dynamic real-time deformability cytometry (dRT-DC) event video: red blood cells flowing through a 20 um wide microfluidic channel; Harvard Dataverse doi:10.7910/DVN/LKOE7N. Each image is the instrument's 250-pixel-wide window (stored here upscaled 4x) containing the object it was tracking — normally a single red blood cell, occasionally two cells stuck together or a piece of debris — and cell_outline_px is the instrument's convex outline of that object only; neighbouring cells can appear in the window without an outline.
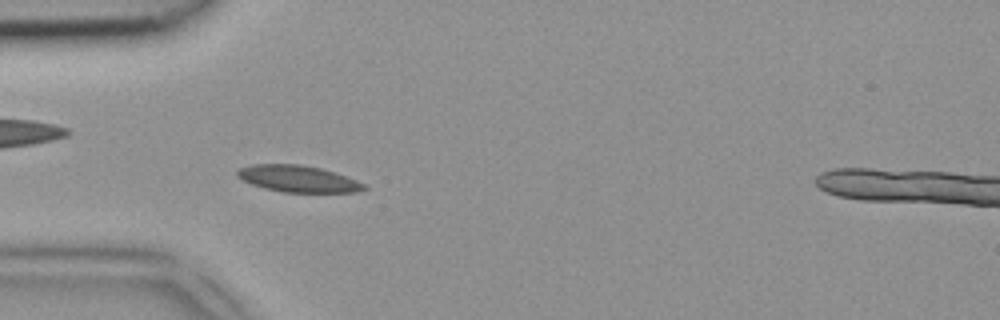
{"species": "common noctule bat (a hibernating species)", "species_latin": "Nyctalus noctula", "temperature_condition": "room temperature", "stored_images_in_passage": 42, "camera_frame_rate_fps": 3000, "um_per_image_px": 0.085, "animal": {"sex": "female", "body_mass_g": 18.4}, "frame": {"image": 1, "passage_image": 8, "time_ms": 2.333, "image_size_px": [1000, 320], "cell_outline_px": [[368, 188], [356, 192], [280, 192], [264, 188], [252, 184], [236, 176], [236, 172], [240, 168], [252, 164], [300, 164], [320, 168], [356, 180], [364, 184]], "centroid_in_image_um": [25.3, 15.2], "position_along_channel_um": 59.7, "area_um2": 19.48}}
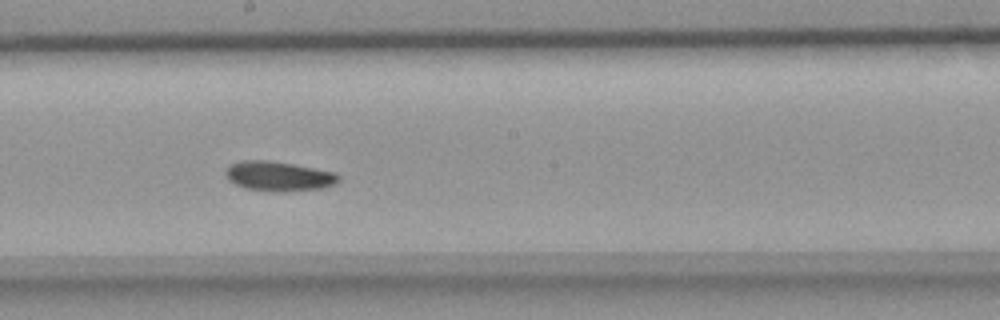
{"frame": {"image": 2, "passage_image": 20, "time_ms": 6.333, "image_size_px": [1000, 320], "cell_outline_px": [[340, 180], [336, 184], [324, 188], [284, 192], [276, 192], [244, 188], [228, 180], [224, 172], [232, 164], [244, 160], [268, 160], [292, 164], [336, 172], [340, 176]], "centroid_in_image_um": [23.73, 14.99], "position_along_channel_um": 224.5, "area_um2": 19.65}}
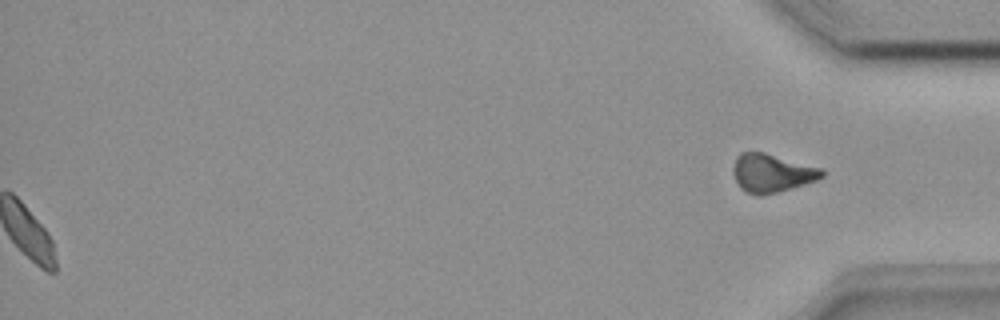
{"frame": {"image": 3, "passage_image": 42, "time_ms": 13.667, "image_size_px": [1000, 320], "cell_outline_px": [[824, 176], [816, 180], [804, 184], [776, 192], [760, 196], [748, 192], [740, 188], [732, 172], [732, 168], [736, 156], [740, 152], [764, 152], [824, 168]], "centroid_in_image_um": [65.6, 14.69], "position_along_channel_um": 369.6, "area_um2": 19.88}}